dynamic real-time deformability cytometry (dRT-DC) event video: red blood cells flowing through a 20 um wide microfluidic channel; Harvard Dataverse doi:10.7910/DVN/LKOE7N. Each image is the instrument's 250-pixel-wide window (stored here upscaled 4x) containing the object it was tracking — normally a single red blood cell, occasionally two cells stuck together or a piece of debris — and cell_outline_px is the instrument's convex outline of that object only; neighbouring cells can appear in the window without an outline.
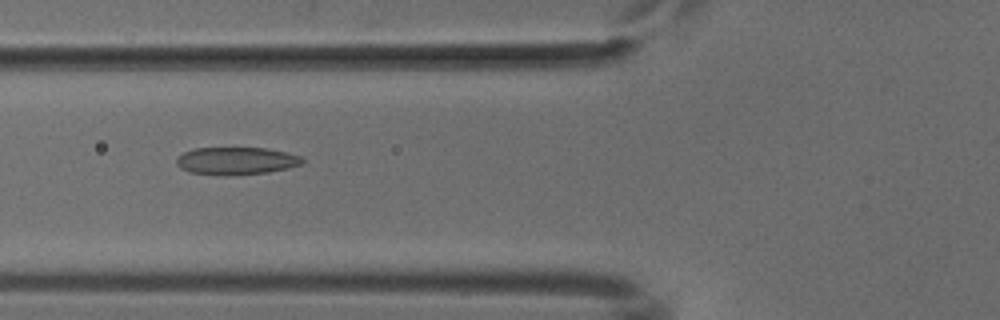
{"species": "common noctule bat (a hibernating species)", "species_latin": "Nyctalus noctula", "temperature_condition": "cold", "stored_images_in_passage": 39, "camera_frame_rate_fps": 3000, "um_per_image_px": 0.085, "animal": {"sex": "male", "body_mass_g": 18.8}, "frame": {"image": 1, "passage_image": 7, "time_ms": 2.0, "image_size_px": [1000, 320], "cell_outline_px": [[304, 164], [288, 168], [268, 172], [228, 176], [224, 176], [192, 172], [180, 168], [176, 164], [176, 160], [184, 152], [196, 148], [268, 148], [304, 156]], "centroid_in_image_um": [20.14, 13.68], "position_along_channel_um": 105.7, "area_um2": 20.35}}
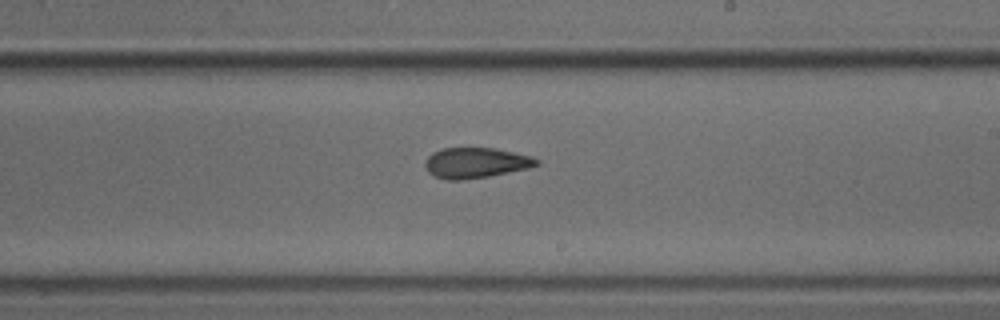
{"frame": {"image": 2, "passage_image": 18, "time_ms": 5.667, "image_size_px": [1000, 320], "cell_outline_px": [[540, 164], [528, 168], [488, 176], [464, 180], [448, 180], [432, 176], [428, 172], [424, 164], [428, 156], [432, 152], [444, 148], [496, 148], [532, 156], [540, 160]], "centroid_in_image_um": [40.43, 13.84], "position_along_channel_um": 248.6, "area_um2": 19.88}}
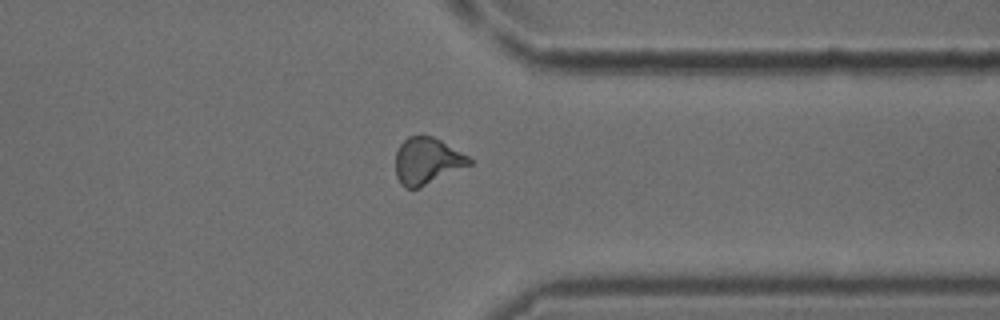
{"frame": {"image": 3, "passage_image": 28, "time_ms": 9.0, "image_size_px": [1000, 320], "cell_outline_px": [[472, 164], [420, 188], [404, 188], [400, 184], [396, 176], [396, 152], [400, 144], [408, 136], [432, 136], [440, 140], [468, 156], [472, 160]], "centroid_in_image_um": [36.28, 13.7], "position_along_channel_um": 375.1, "area_um2": 20.0}}